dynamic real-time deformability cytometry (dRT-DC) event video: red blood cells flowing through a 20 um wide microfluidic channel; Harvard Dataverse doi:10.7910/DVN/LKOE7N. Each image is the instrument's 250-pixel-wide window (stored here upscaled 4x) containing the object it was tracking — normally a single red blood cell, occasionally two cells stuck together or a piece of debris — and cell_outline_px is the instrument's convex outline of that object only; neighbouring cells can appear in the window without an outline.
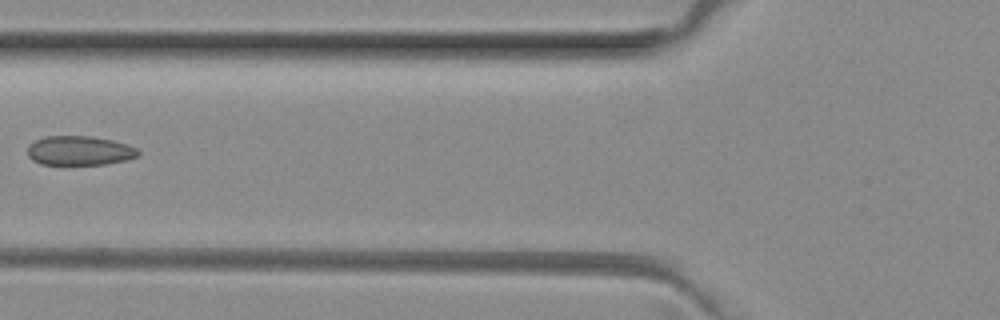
{"species": "common noctule bat (a hibernating species)", "species_latin": "Nyctalus noctula", "temperature_condition": "room temperature", "stored_images_in_passage": 5, "camera_frame_rate_fps": 3000, "um_per_image_px": 0.085, "animal": {"sex": "female", "body_mass_g": 29.2, "forearm_length_mm": 56.3}, "frame": {"image": 1, "passage_image": 5, "time_ms": 1.333, "image_size_px": [1000, 320], "cell_outline_px": [[140, 156], [128, 160], [104, 164], [64, 168], [40, 164], [32, 160], [28, 156], [28, 144], [36, 140], [48, 136], [92, 136], [112, 140], [128, 144], [136, 148], [140, 152]], "centroid_in_image_um": [6.74, 12.86], "position_along_channel_um": 119.1, "area_um2": 19.94}}